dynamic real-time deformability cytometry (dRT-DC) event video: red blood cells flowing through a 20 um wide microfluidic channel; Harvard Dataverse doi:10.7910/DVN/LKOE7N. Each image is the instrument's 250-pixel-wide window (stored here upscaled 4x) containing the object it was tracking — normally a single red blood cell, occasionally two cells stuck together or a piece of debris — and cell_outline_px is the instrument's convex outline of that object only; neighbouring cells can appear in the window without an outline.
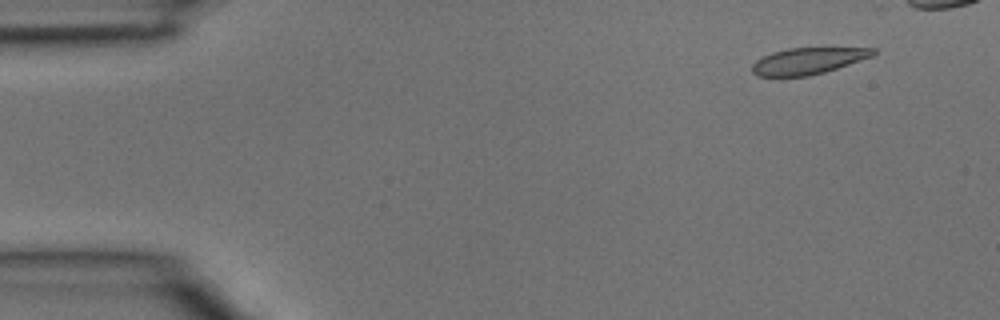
{"species": "common noctule bat (a hibernating species)", "species_latin": "Nyctalus noctula", "temperature_condition": "room temperature", "stored_images_in_passage": 4, "camera_frame_rate_fps": 3000, "um_per_image_px": 0.085, "animal": {"sex": "male", "body_mass_g": 15.6}, "frame": {"image": 1, "passage_image": 2, "time_ms": 0.333, "image_size_px": [1000, 320], "cell_outline_px": [[876, 52], [872, 56], [824, 72], [808, 76], [756, 76], [752, 72], [752, 64], [756, 60], [772, 52], [788, 48], [876, 48]], "centroid_in_image_um": [68.64, 5.18], "position_along_channel_um": 16.4, "area_um2": 18.44}}